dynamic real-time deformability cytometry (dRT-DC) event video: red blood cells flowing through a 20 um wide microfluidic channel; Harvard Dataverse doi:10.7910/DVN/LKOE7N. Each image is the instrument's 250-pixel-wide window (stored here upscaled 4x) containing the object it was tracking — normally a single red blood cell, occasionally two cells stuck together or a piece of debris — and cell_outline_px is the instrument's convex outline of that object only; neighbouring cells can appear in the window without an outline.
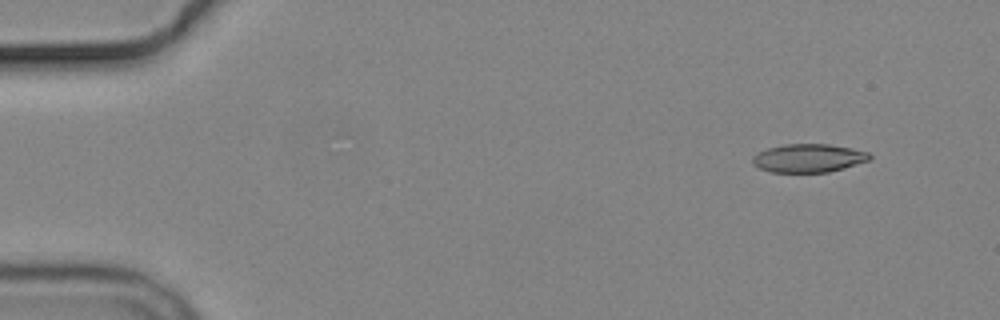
{"species": "common noctule bat (a hibernating species)", "species_latin": "Nyctalus noctula", "temperature_condition": "cold", "stored_images_in_passage": 7, "camera_frame_rate_fps": 3000, "um_per_image_px": 0.085, "animal": {"sex": "male", "body_mass_g": 19.2, "forearm_length_mm": 51.8}, "frame": {"image": 1, "passage_image": 2, "time_ms": 1.333, "image_size_px": [1000, 320], "cell_outline_px": [[872, 156], [868, 160], [844, 168], [828, 172], [772, 172], [760, 168], [752, 164], [752, 156], [756, 152], [768, 148], [784, 144], [828, 144], [852, 148], [868, 152]], "centroid_in_image_um": [68.69, 13.43], "position_along_channel_um": 16.3, "area_um2": 19.36}}
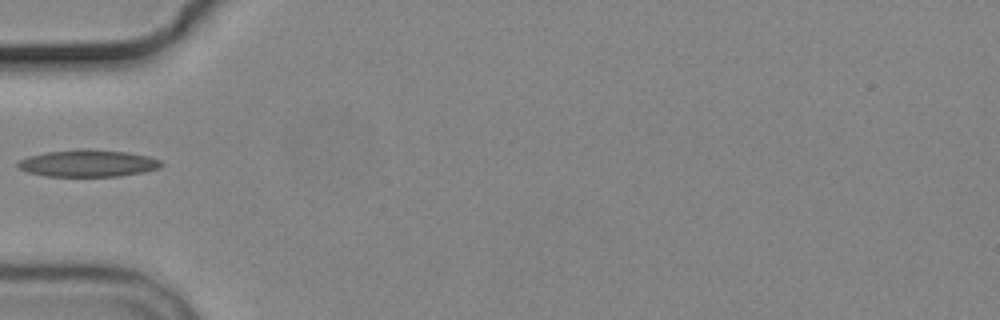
{"frame": {"image": 2, "passage_image": 6, "time_ms": 6.0, "image_size_px": [1000, 320], "cell_outline_px": [[164, 164], [160, 168], [144, 172], [120, 176], [44, 176], [28, 172], [20, 168], [16, 164], [20, 160], [28, 156], [44, 152], [84, 148], [88, 148], [128, 152], [148, 156], [160, 160]], "centroid_in_image_um": [7.5, 13.87], "position_along_channel_um": 77.5, "area_um2": 22.77}}
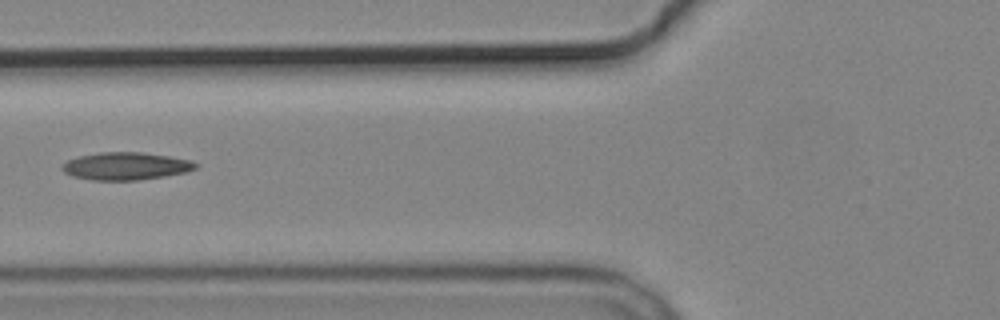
{"frame": {"image": 3, "passage_image": 7, "time_ms": 7.0, "image_size_px": [1000, 320], "cell_outline_px": [[200, 164], [196, 168], [184, 172], [164, 176], [136, 180], [92, 180], [72, 176], [64, 172], [60, 168], [68, 160], [80, 156], [100, 152], [140, 152], [168, 156], [192, 160]], "centroid_in_image_um": [10.7, 14.11], "position_along_channel_um": 115.1, "area_um2": 21.33}}